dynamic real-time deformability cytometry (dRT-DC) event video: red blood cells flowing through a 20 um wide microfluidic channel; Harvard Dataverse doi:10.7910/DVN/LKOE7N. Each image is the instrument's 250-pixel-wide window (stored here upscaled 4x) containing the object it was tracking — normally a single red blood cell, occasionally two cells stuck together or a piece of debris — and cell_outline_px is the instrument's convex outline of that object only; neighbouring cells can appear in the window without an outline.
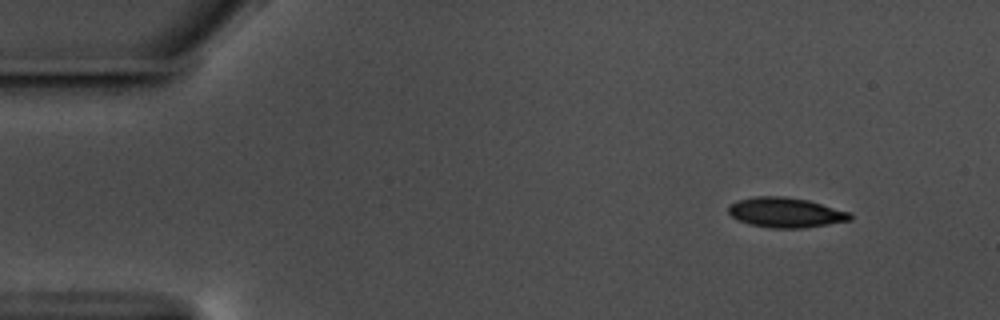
{"species": "common noctule bat (a hibernating species)", "species_latin": "Nyctalus noctula", "temperature_condition": "warm", "stored_images_in_passage": 52, "camera_frame_rate_fps": 3000, "um_per_image_px": 0.085, "animal": {"sex": "male", "body_mass_g": 17.5, "forearm_length_mm": 52.3}, "frame": {"image": 1, "passage_image": 1, "time_ms": 0.0, "image_size_px": [1000, 320], "cell_outline_px": [[852, 220], [804, 228], [768, 228], [748, 224], [732, 216], [728, 212], [728, 204], [740, 200], [756, 196], [784, 196], [808, 200], [852, 212]], "centroid_in_image_um": [66.81, 18.06], "position_along_channel_um": 18.2, "area_um2": 21.39}}
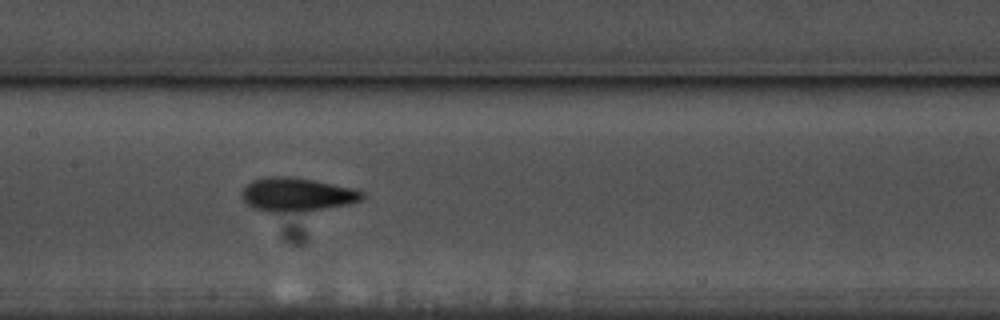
{"frame": {"image": 2, "passage_image": 23, "time_ms": 7.333, "image_size_px": [1000, 320], "cell_outline_px": [[364, 200], [348, 204], [308, 212], [268, 212], [256, 208], [248, 204], [240, 196], [240, 192], [252, 180], [268, 176], [292, 176], [352, 188], [364, 192]], "centroid_in_image_um": [25.23, 16.55], "position_along_channel_um": 182.2, "area_um2": 23.81}}
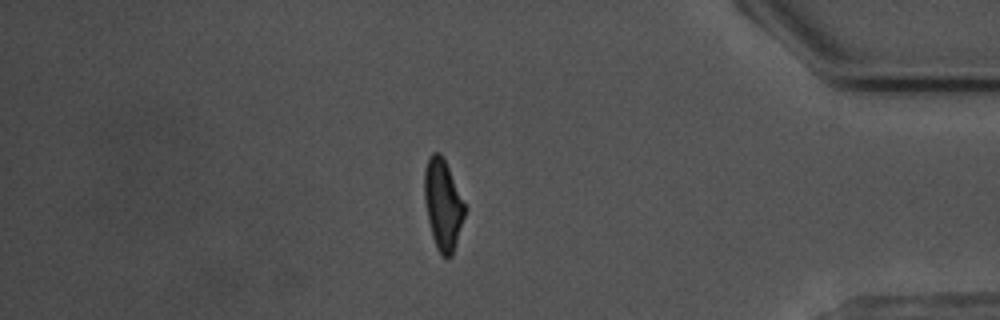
{"frame": {"image": 3, "passage_image": 44, "time_ms": 14.333, "image_size_px": [1000, 320], "cell_outline_px": [[464, 216], [452, 256], [448, 260], [436, 248], [432, 236], [428, 220], [424, 200], [424, 168], [428, 156], [432, 152], [440, 152], [444, 156], [464, 204]], "centroid_in_image_um": [37.61, 17.34], "position_along_channel_um": 397.6, "area_um2": 21.21}, "authors_computed_cell_mechanics": {"area_um2": 21.6172, "velocity_mm_per_s": 3.5749, "shape_relaxation_time_tau1_ms": 4.8466, "shape_relaxation_time_tau2_ms": 2.3664, "deformation_change_tau1": 0.1708, "deformation_change_tau2": 0.0917}}